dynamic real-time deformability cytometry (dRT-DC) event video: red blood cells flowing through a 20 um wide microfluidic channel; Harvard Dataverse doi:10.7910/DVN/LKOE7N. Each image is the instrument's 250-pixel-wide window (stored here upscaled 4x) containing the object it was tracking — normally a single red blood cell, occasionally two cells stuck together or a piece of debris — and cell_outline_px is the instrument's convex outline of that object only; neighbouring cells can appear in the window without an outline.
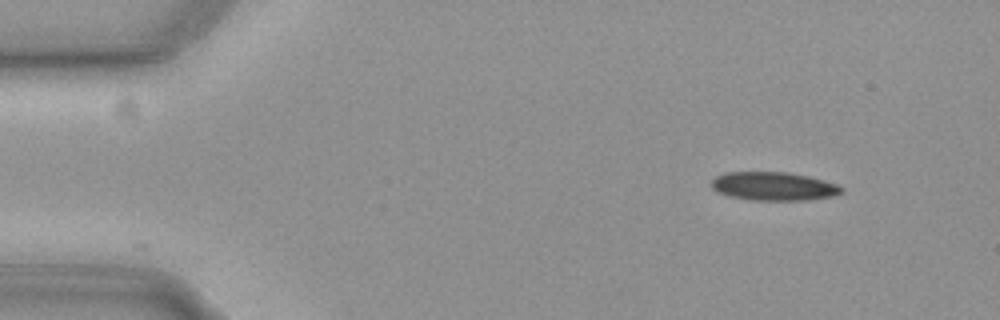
{"species": "common noctule bat (a hibernating species)", "species_latin": "Nyctalus noctula", "temperature_condition": "cold", "stored_images_in_passage": 50, "camera_frame_rate_fps": 3000, "um_per_image_px": 0.085, "animal": {"sex": "female", "body_mass_g": 19.3, "forearm_length_mm": 54.1}, "frame": {"image": 1, "passage_image": 1, "time_ms": 0.0, "image_size_px": [1000, 320], "cell_outline_px": [[844, 188], [840, 192], [832, 196], [808, 200], [752, 200], [728, 196], [716, 192], [712, 188], [712, 180], [716, 176], [724, 172], [788, 172], [808, 176], [824, 180], [836, 184]], "centroid_in_image_um": [65.72, 15.83], "position_along_channel_um": 19.3, "area_um2": 21.62}}
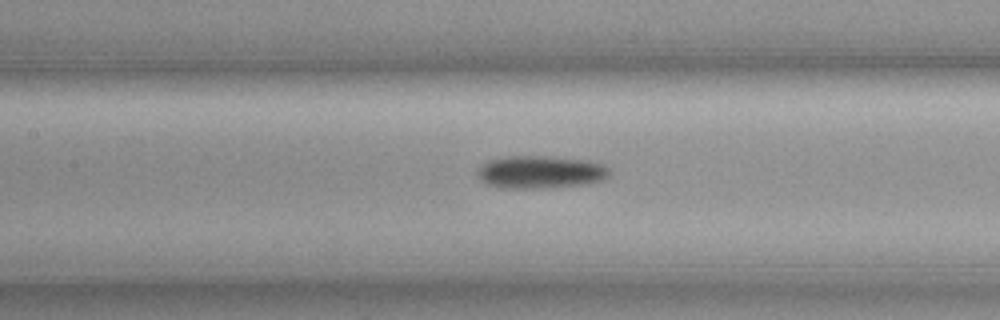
{"frame": {"image": 2, "passage_image": 20, "time_ms": 6.333, "image_size_px": [1000, 320], "cell_outline_px": [[608, 176], [604, 180], [588, 184], [544, 188], [504, 188], [488, 184], [480, 180], [476, 172], [488, 160], [508, 156], [548, 156], [588, 160], [604, 164], [608, 168]], "centroid_in_image_um": [45.96, 14.62], "position_along_channel_um": 161.4, "area_um2": 25.26}}
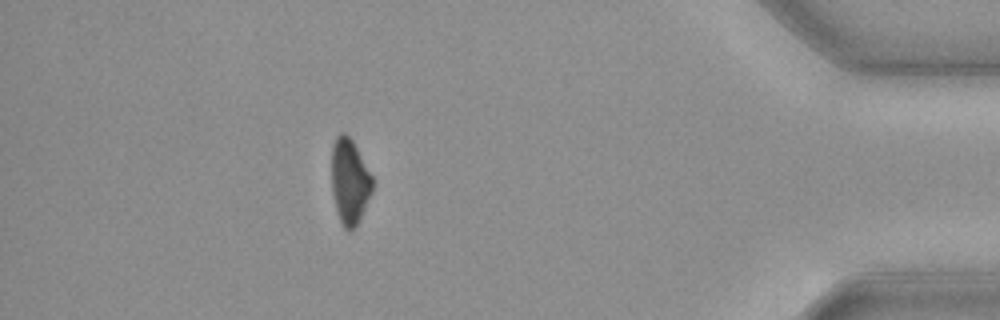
{"frame": {"image": 3, "passage_image": 44, "time_ms": 14.333, "image_size_px": [1000, 320], "cell_outline_px": [[372, 192], [356, 224], [348, 232], [344, 228], [340, 220], [336, 208], [332, 192], [332, 144], [336, 136], [340, 132], [344, 132], [352, 140], [372, 176]], "centroid_in_image_um": [29.7, 15.38], "position_along_channel_um": 405.5, "area_um2": 19.88}, "authors_computed_cell_mechanics": {"area_um2": 22.542, "velocity_mm_per_s": 3.7096, "shape_relaxation_time_tau1_ms": 6.8258, "shape_relaxation_time_tau2_ms": null, "deformation_change_tau1": 0.135, "deformation_change_tau2": null}}